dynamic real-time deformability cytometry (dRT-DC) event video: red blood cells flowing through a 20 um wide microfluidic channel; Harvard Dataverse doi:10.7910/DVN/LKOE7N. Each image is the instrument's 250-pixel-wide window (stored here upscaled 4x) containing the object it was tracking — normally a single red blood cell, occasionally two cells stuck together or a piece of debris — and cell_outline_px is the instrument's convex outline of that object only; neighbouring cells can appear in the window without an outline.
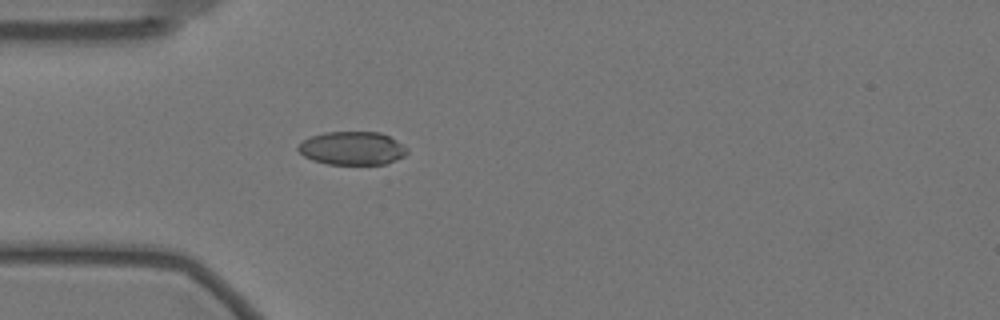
{"species": "Egyptian fruit bat (a non-hibernating species)", "species_latin": "Rousettus aegyptiacus", "temperature_condition": "warm", "stored_images_in_passage": 42, "camera_frame_rate_fps": 3000, "um_per_image_px": 0.085, "animal": {"sex": "female"}, "frame": {"image": 1, "passage_image": 1, "time_ms": 0.0, "image_size_px": [1000, 320], "cell_outline_px": [[408, 152], [404, 156], [388, 164], [328, 164], [312, 160], [304, 156], [296, 148], [304, 140], [312, 136], [324, 132], [380, 132], [388, 136], [408, 148]], "centroid_in_image_um": [29.95, 12.61], "position_along_channel_um": 55.1, "area_um2": 21.1}}
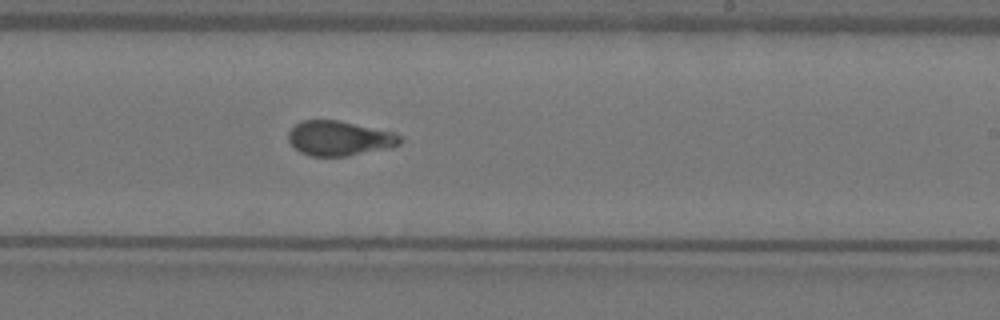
{"frame": {"image": 2, "passage_image": 19, "time_ms": 6.0, "image_size_px": [1000, 320], "cell_outline_px": [[400, 144], [392, 148], [348, 156], [308, 156], [300, 152], [288, 140], [288, 132], [300, 120], [336, 120], [392, 132], [400, 136]], "centroid_in_image_um": [28.83, 11.77], "position_along_channel_um": 260.2, "area_um2": 22.54}}
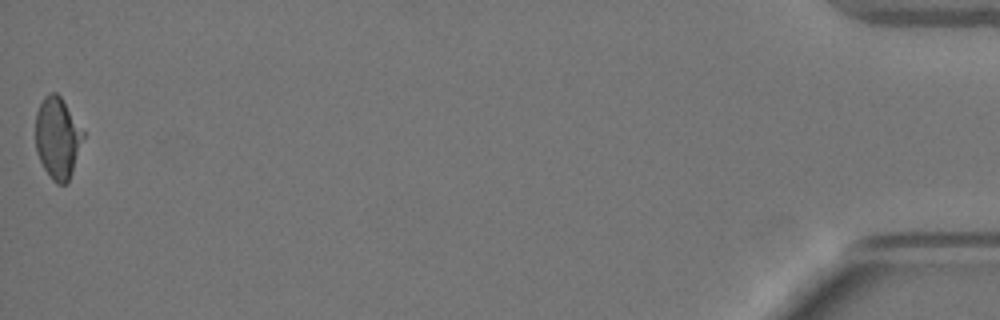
{"frame": {"image": 3, "passage_image": 42, "time_ms": 13.667, "image_size_px": [1000, 320], "cell_outline_px": [[84, 136], [68, 184], [56, 184], [52, 180], [44, 168], [36, 152], [36, 112], [44, 96], [48, 92], [56, 92], [60, 96], [84, 132]], "centroid_in_image_um": [4.88, 11.73], "position_along_channel_um": 430.3, "area_um2": 22.48}, "authors_computed_cell_mechanics": {"area_um2": 23.0622, "velocity_mm_per_s": 3.5109, "shape_relaxation_time_tau1_ms": null, "shape_relaxation_time_tau2_ms": 0.7507, "deformation_change_tau1": null, "deformation_change_tau2": 0.0658}}